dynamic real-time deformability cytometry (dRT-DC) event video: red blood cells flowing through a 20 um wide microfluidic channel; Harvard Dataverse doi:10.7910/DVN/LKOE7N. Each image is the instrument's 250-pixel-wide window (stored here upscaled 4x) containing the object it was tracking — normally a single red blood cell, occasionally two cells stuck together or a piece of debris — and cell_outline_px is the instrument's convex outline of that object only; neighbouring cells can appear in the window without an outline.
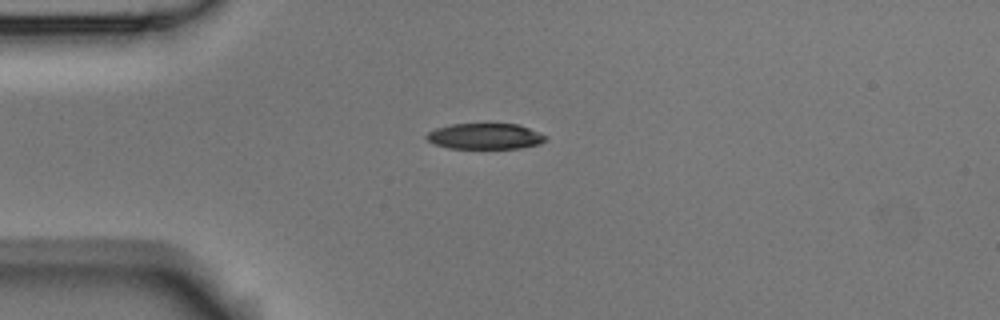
{"species": "Egyptian fruit bat (a non-hibernating species)", "species_latin": "Rousettus aegyptiacus", "temperature_condition": "room temperature", "stored_images_in_passage": 8, "camera_frame_rate_fps": 3000, "um_per_image_px": 0.085, "animal": {"sex": "male"}, "frame": {"image": 1, "passage_image": 3, "time_ms": 0.667, "image_size_px": [1000, 320], "cell_outline_px": [[548, 136], [540, 144], [520, 148], [448, 148], [432, 144], [424, 136], [428, 132], [436, 128], [452, 124], [520, 124]], "centroid_in_image_um": [41.22, 11.58], "position_along_channel_um": 43.8, "area_um2": 17.98}}
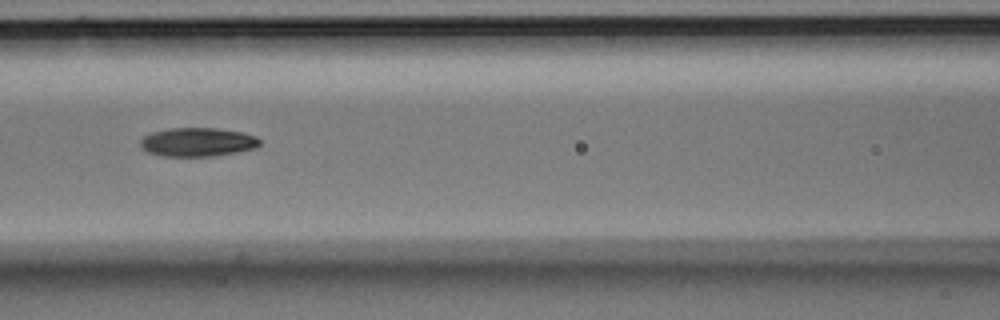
{"frame": {"image": 2, "passage_image": 6, "time_ms": 1.667, "image_size_px": [1000, 320], "cell_outline_px": [[260, 144], [256, 148], [236, 152], [212, 156], [164, 156], [148, 152], [140, 144], [140, 140], [144, 136], [152, 132], [168, 128], [216, 128], [240, 132], [256, 136], [260, 140]], "centroid_in_image_um": [16.8, 12.07], "position_along_channel_um": 149.8, "area_um2": 19.88}}
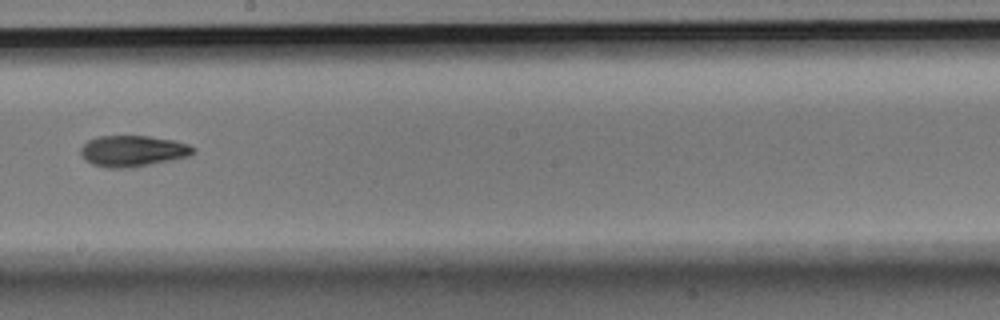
{"frame": {"image": 3, "passage_image": 8, "time_ms": 2.333, "image_size_px": [1000, 320], "cell_outline_px": [[196, 148], [188, 156], [128, 168], [108, 168], [92, 164], [80, 156], [80, 148], [88, 140], [100, 136], [148, 136], [176, 140], [188, 144]], "centroid_in_image_um": [11.25, 12.82], "position_along_channel_um": 237.0, "area_um2": 20.23}}